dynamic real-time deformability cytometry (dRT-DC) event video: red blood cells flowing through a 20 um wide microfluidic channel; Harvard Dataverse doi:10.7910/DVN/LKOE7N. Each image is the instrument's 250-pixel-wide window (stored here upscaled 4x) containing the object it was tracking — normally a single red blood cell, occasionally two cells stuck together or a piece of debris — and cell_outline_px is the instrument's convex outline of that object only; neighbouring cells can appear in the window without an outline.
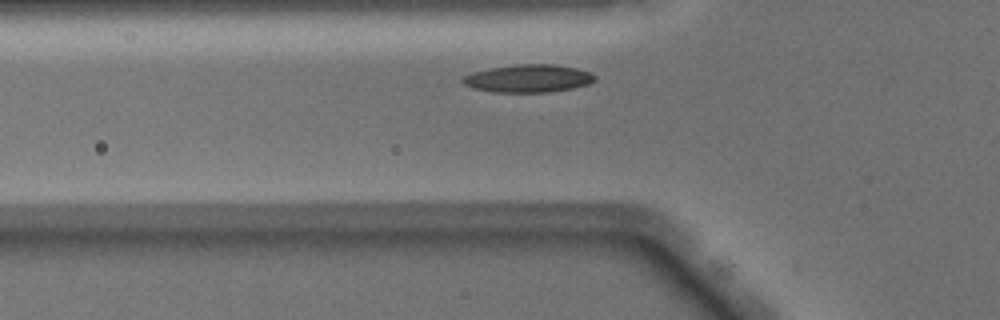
{"species": "Egyptian fruit bat (a non-hibernating species)", "species_latin": "Rousettus aegyptiacus", "temperature_condition": "warm", "stored_images_in_passage": 38, "camera_frame_rate_fps": 3000, "um_per_image_px": 0.085, "animal": {"sex": "male"}, "frame": {"image": 1, "passage_image": 5, "time_ms": 1.333, "image_size_px": [1000, 320], "cell_outline_px": [[596, 80], [588, 84], [572, 88], [548, 92], [496, 92], [472, 88], [464, 84], [460, 80], [460, 76], [472, 72], [492, 68], [516, 64], [552, 64], [576, 68], [592, 72], [596, 76]], "centroid_in_image_um": [44.89, 6.66], "position_along_channel_um": 80.9, "area_um2": 21.5}}
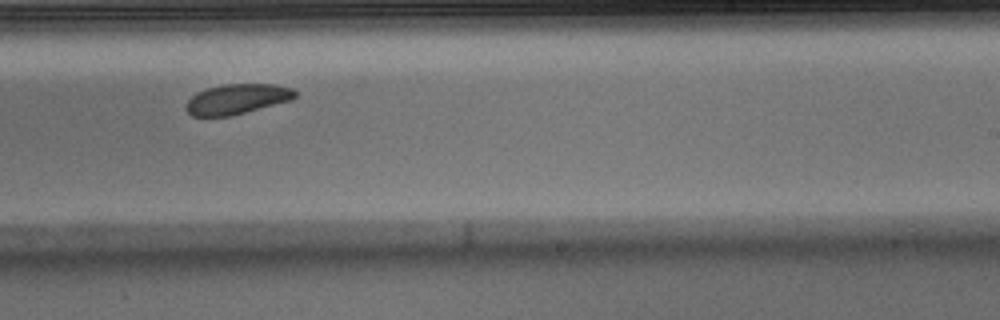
{"frame": {"image": 2, "passage_image": 19, "time_ms": 6.0, "image_size_px": [1000, 320], "cell_outline_px": [[296, 96], [292, 100], [228, 116], [192, 116], [188, 112], [188, 100], [196, 92], [208, 88], [224, 84], [272, 84], [292, 88], [296, 92]], "centroid_in_image_um": [20.17, 8.41], "position_along_channel_um": 268.8, "area_um2": 18.79}}
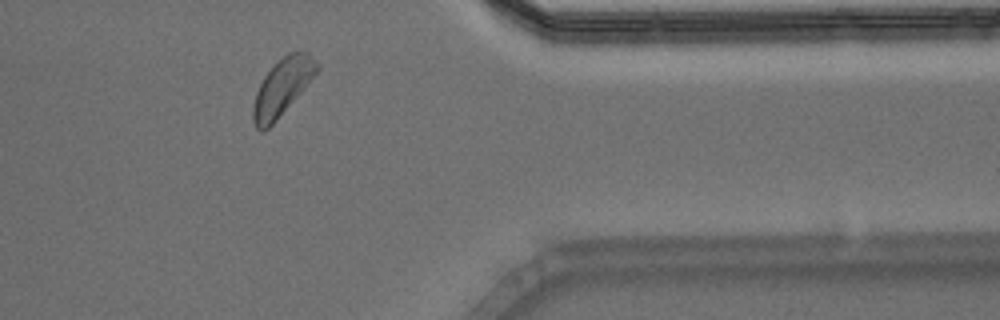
{"frame": {"image": 3, "passage_image": 29, "time_ms": 9.333, "image_size_px": [1000, 320], "cell_outline_px": [[320, 68], [308, 84], [276, 120], [268, 128], [260, 132], [256, 128], [252, 120], [252, 108], [256, 92], [264, 76], [288, 52], [308, 52], [320, 64]], "centroid_in_image_um": [24.0, 7.42], "position_along_channel_um": 387.4, "area_um2": 20.81}, "authors_computed_cell_mechanics": {"area_um2": 20.2878, "velocity_mm_per_s": 4.0239, "shape_relaxation_time_tau1_ms": 2.6747, "shape_relaxation_time_tau2_ms": null, "deformation_change_tau1": 0.104, "deformation_change_tau2": null}}